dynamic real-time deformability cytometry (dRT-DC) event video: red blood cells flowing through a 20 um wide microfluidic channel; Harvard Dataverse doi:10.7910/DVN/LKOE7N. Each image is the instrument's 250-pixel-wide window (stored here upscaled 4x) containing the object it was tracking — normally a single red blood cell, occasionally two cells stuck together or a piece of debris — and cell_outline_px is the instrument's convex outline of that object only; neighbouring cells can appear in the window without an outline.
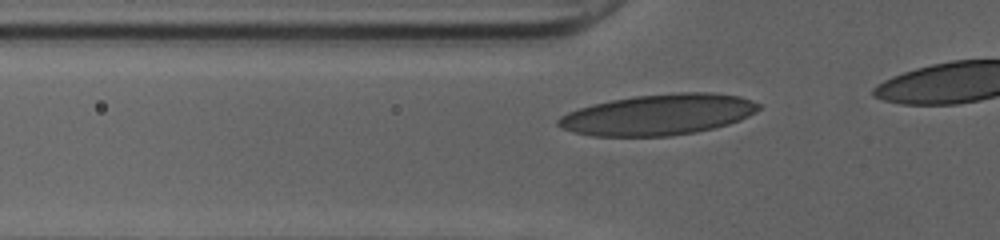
{"species": "human", "species_latin": "Homo sapiens", "temperature_condition": "cold", "stored_images_in_passage": 19, "camera_frame_rate_fps": 3000, "um_per_image_px": 0.085, "donor": {"sex": "female"}, "frame": {"image": 1, "passage_image": 10, "time_ms": 3.0, "image_size_px": [1000, 240], "cell_outline_px": [[760, 108], [756, 112], [740, 120], [728, 124], [696, 132], [668, 136], [592, 136], [572, 132], [560, 128], [556, 124], [556, 120], [560, 116], [568, 112], [592, 104], [612, 100], [636, 96], [680, 92], [708, 92], [740, 96], [752, 100], [760, 104]], "centroid_in_image_um": [55.94, 9.75], "position_along_channel_um": 69.9, "area_um2": 47.74}}
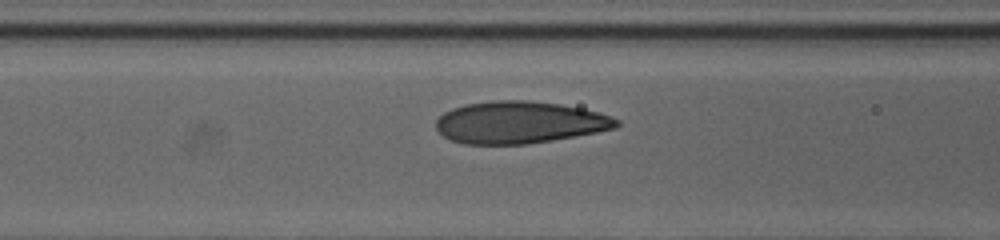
{"frame": {"image": 2, "passage_image": 14, "time_ms": 4.333, "image_size_px": [1000, 240], "cell_outline_px": [[620, 124], [616, 128], [596, 132], [552, 140], [528, 144], [464, 144], [452, 140], [444, 136], [436, 128], [436, 120], [444, 112], [452, 108], [464, 104], [492, 100], [528, 100], [560, 104], [580, 108], [596, 112], [620, 120]], "centroid_in_image_um": [44.13, 10.4], "position_along_channel_um": 122.5, "area_um2": 44.16}}
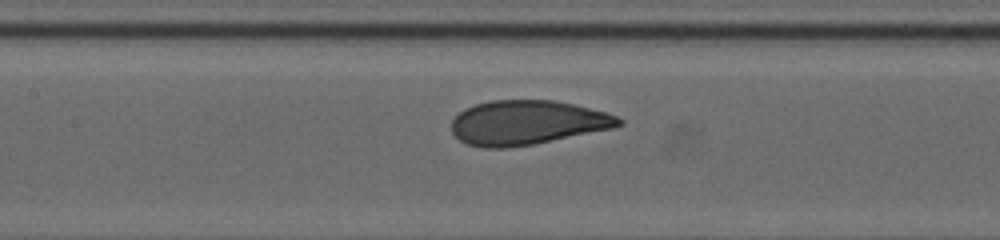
{"frame": {"image": 3, "passage_image": 17, "time_ms": 5.333, "image_size_px": [1000, 240], "cell_outline_px": [[624, 124], [612, 128], [532, 144], [504, 148], [484, 148], [468, 144], [460, 140], [452, 132], [452, 120], [464, 108], [476, 104], [492, 100], [552, 100], [572, 104], [604, 112], [616, 116], [624, 120]], "centroid_in_image_um": [44.78, 10.42], "position_along_channel_um": 162.6, "area_um2": 42.77}}